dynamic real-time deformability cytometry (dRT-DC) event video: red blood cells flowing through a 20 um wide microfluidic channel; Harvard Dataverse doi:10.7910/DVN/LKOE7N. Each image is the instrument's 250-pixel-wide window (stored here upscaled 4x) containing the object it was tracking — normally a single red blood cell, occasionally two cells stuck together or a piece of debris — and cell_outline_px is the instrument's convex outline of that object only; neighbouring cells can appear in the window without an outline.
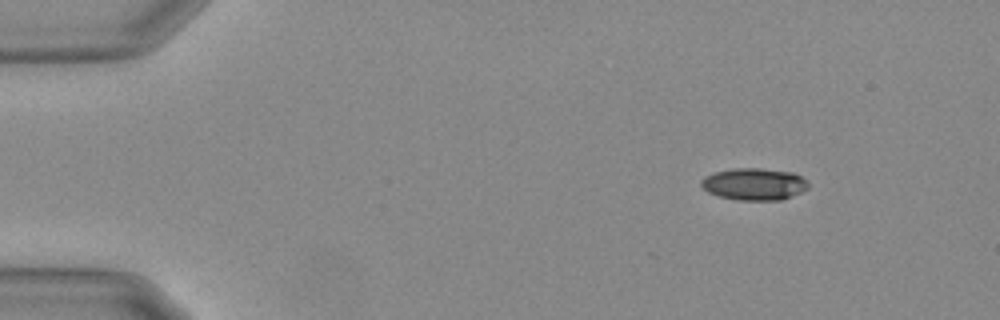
{"species": "Egyptian fruit bat (a non-hibernating species)", "species_latin": "Rousettus aegyptiacus", "temperature_condition": "warm", "stored_images_in_passage": 27, "camera_frame_rate_fps": 3000, "um_per_image_px": 0.085, "animal": {"sex": "female"}, "frame": {"image": 1, "passage_image": 1, "time_ms": 0.0, "image_size_px": [1000, 320], "cell_outline_px": [[808, 188], [792, 196], [780, 200], [740, 200], [720, 196], [708, 192], [700, 184], [700, 180], [704, 176], [712, 172], [732, 168], [760, 168], [792, 172], [800, 176], [808, 184]], "centroid_in_image_um": [64.06, 15.64], "position_along_channel_um": 20.9, "area_um2": 19.94}}
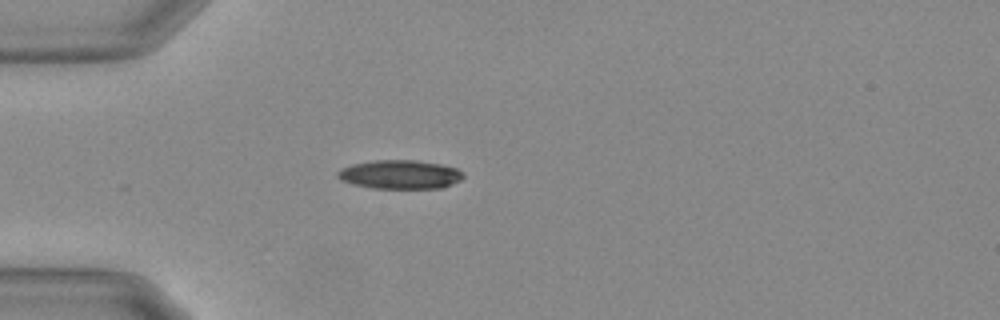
{"frame": {"image": 2, "passage_image": 10, "time_ms": 3.0, "image_size_px": [1000, 320], "cell_outline_px": [[464, 176], [460, 180], [452, 184], [440, 188], [372, 188], [352, 184], [340, 180], [336, 176], [336, 172], [340, 168], [352, 164], [376, 160], [416, 160], [440, 164], [456, 168]], "centroid_in_image_um": [33.94, 14.83], "position_along_channel_um": 51.1, "area_um2": 21.1}}
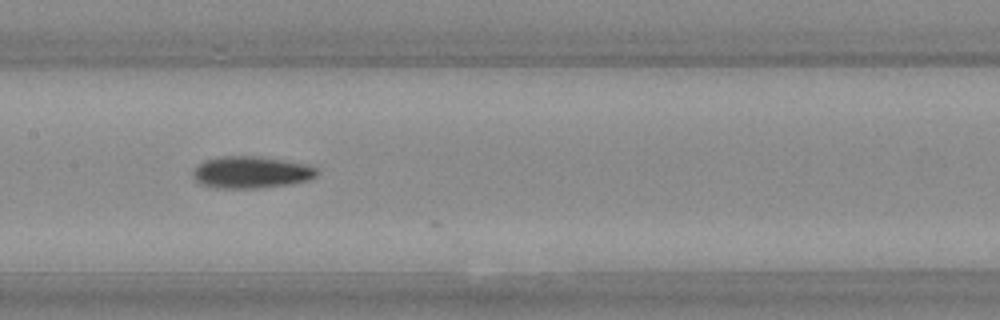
{"frame": {"image": 3, "passage_image": 22, "time_ms": 7.0, "image_size_px": [1000, 320], "cell_outline_px": [[316, 176], [308, 180], [292, 184], [260, 188], [216, 188], [200, 184], [192, 176], [192, 172], [204, 160], [220, 156], [260, 156], [308, 164], [316, 168]], "centroid_in_image_um": [21.34, 14.64], "position_along_channel_um": 186.1, "area_um2": 23.18}}